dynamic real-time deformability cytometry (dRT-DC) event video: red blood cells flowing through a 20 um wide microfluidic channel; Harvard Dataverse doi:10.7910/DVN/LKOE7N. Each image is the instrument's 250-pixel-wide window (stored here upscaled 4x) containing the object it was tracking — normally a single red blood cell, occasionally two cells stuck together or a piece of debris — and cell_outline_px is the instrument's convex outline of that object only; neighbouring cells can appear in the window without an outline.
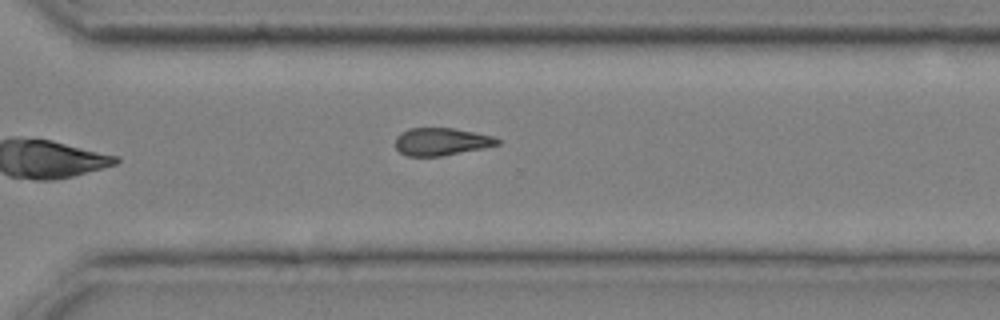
{"species": "common noctule bat (a hibernating species)", "species_latin": "Nyctalus noctula", "temperature_condition": "cold", "stored_images_in_passage": 10, "camera_frame_rate_fps": 3000, "um_per_image_px": 0.085, "animal": {"sex": "male", "body_mass_g": 20.4}, "frame": {"image": 1, "passage_image": 10, "time_ms": 3.0, "image_size_px": [1000, 320], "cell_outline_px": [[500, 144], [484, 148], [440, 156], [408, 156], [400, 152], [396, 148], [396, 136], [400, 132], [408, 128], [452, 128], [496, 136], [500, 140]], "centroid_in_image_um": [37.52, 12.03], "position_along_channel_um": 333.1, "area_um2": 16.47}}